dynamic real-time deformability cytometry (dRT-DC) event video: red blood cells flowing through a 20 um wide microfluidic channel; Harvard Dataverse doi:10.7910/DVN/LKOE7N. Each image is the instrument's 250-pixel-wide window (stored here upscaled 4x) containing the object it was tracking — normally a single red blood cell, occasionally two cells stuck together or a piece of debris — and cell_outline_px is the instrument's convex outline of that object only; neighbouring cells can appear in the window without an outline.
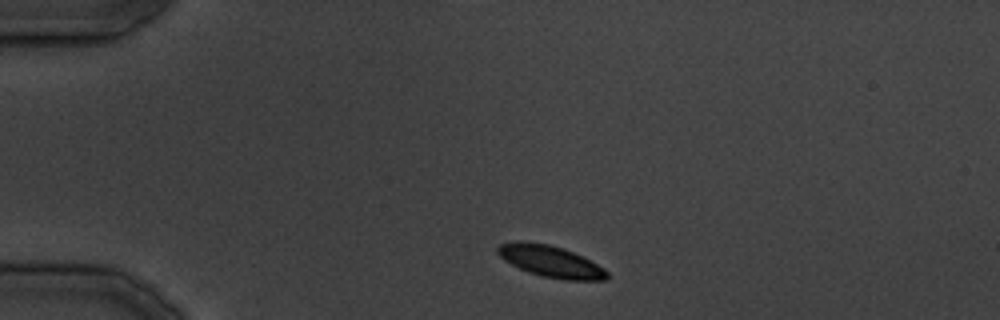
{"species": "common noctule bat (a hibernating species)", "species_latin": "Nyctalus noctula", "temperature_condition": "cold", "stored_images_in_passage": 29, "camera_frame_rate_fps": 3000, "um_per_image_px": 0.085, "animal": {"sex": "male", "body_mass_g": 19.5, "forearm_length_mm": 54.6}, "frame": {"image": 1, "passage_image": 1, "time_ms": 0.0, "image_size_px": [1000, 320], "cell_outline_px": [[608, 276], [604, 280], [564, 280], [544, 276], [528, 272], [504, 260], [496, 252], [496, 248], [500, 244], [516, 240], [524, 240], [548, 244], [564, 248], [604, 268], [608, 272]], "centroid_in_image_um": [46.76, 22.2], "position_along_channel_um": 38.2, "area_um2": 20.0}}
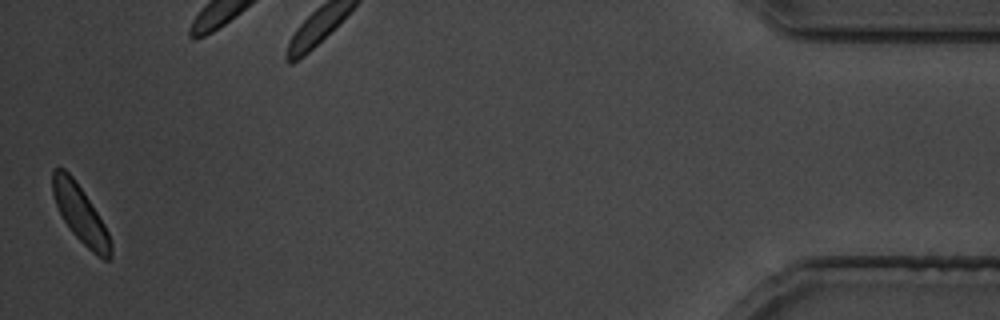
{"frame": {"image": 2, "passage_image": 29, "time_ms": 34.667, "image_size_px": [1000, 320], "cell_outline_px": [[112, 256], [108, 260], [104, 260], [92, 252], [72, 232], [64, 220], [56, 204], [52, 192], [52, 168], [64, 168], [72, 176], [104, 224], [108, 232], [112, 244]], "centroid_in_image_um": [6.83, 18.21], "position_along_channel_um": 428.4, "area_um2": 18.96}}